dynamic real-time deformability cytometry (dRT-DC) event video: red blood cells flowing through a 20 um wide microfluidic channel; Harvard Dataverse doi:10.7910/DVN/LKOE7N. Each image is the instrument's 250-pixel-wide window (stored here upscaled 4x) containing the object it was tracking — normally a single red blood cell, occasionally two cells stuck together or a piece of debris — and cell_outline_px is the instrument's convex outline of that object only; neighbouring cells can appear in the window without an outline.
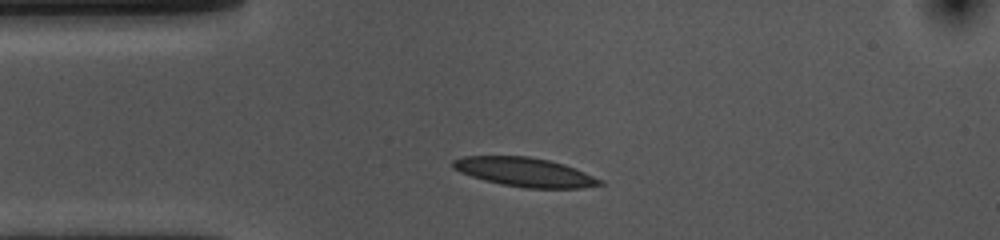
{"species": "common noctule bat (a hibernating species)", "species_latin": "Nyctalus noctula", "temperature_condition": "cold", "stored_images_in_passage": 33, "camera_frame_rate_fps": 3000, "um_per_image_px": 0.085, "animal": {"sex": "female", "body_mass_g": 10.0, "forearm_length_mm": 53.1}, "frame": {"image": 1, "passage_image": 1, "time_ms": 0.0, "image_size_px": [1000, 240], "cell_outline_px": [[604, 184], [580, 188], [524, 188], [500, 184], [484, 180], [460, 172], [452, 168], [452, 160], [464, 156], [528, 156], [548, 160], [564, 164], [604, 180]], "centroid_in_image_um": [44.6, 14.63], "position_along_channel_um": 40.4, "area_um2": 24.85}}
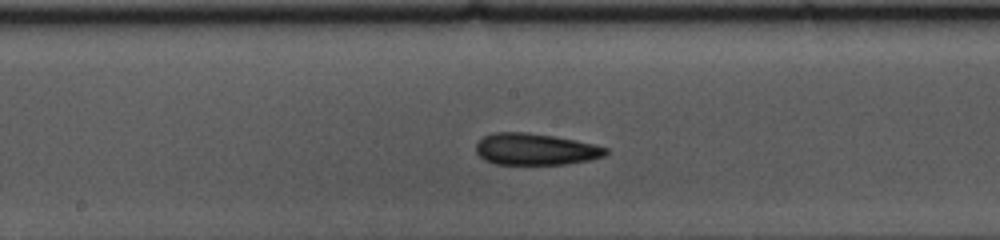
{"frame": {"image": 2, "passage_image": 16, "time_ms": 5.0, "image_size_px": [1000, 240], "cell_outline_px": [[608, 152], [604, 156], [588, 160], [564, 164], [496, 164], [484, 160], [476, 152], [476, 144], [484, 136], [492, 132], [528, 132], [576, 140], [608, 148]], "centroid_in_image_um": [45.48, 12.68], "position_along_channel_um": 202.7, "area_um2": 23.81}}
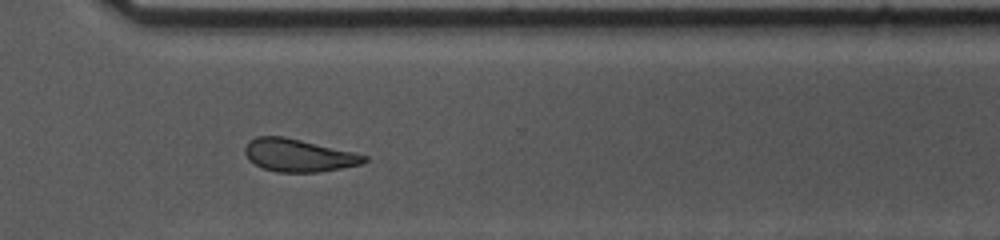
{"frame": {"image": 3, "passage_image": 28, "time_ms": 9.0, "image_size_px": [1000, 240], "cell_outline_px": [[368, 160], [364, 164], [320, 172], [276, 172], [264, 168], [248, 160], [244, 152], [244, 148], [248, 140], [256, 136], [284, 136], [352, 152], [368, 156]], "centroid_in_image_um": [25.36, 13.2], "position_along_channel_um": 345.2, "area_um2": 22.77}, "authors_computed_cell_mechanics": {"area_um2": 23.8714, "velocity_mm_per_s": 3.5655, "shape_relaxation_time_tau1_ms": 4.342, "shape_relaxation_time_tau2_ms": 4.0349, "deformation_change_tau1": 0.1075, "deformation_change_tau2": 0.115}}